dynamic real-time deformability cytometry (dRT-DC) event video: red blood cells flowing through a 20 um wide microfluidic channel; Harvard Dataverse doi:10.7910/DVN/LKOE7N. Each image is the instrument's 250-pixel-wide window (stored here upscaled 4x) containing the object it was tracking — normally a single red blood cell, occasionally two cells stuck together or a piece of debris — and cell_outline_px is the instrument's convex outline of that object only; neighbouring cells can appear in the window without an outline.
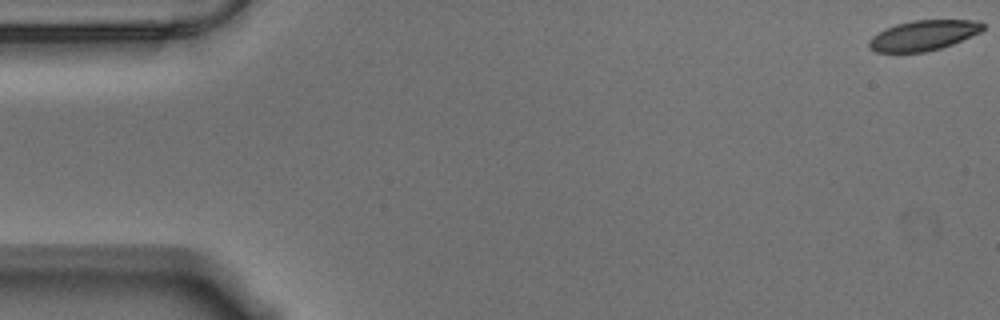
{"species": "Egyptian fruit bat (a non-hibernating species)", "species_latin": "Rousettus aegyptiacus", "temperature_condition": "warm", "stored_images_in_passage": 10, "camera_frame_rate_fps": 3000, "um_per_image_px": 0.085, "animal": {"sex": "male"}, "frame": {"image": 1, "passage_image": 1, "time_ms": 0.0, "image_size_px": [1000, 320], "cell_outline_px": [[984, 28], [980, 32], [952, 44], [940, 48], [924, 52], [876, 52], [868, 48], [868, 40], [872, 36], [896, 24], [912, 20], [972, 20], [984, 24]], "centroid_in_image_um": [78.46, 3.01], "position_along_channel_um": 6.5, "area_um2": 19.83}}